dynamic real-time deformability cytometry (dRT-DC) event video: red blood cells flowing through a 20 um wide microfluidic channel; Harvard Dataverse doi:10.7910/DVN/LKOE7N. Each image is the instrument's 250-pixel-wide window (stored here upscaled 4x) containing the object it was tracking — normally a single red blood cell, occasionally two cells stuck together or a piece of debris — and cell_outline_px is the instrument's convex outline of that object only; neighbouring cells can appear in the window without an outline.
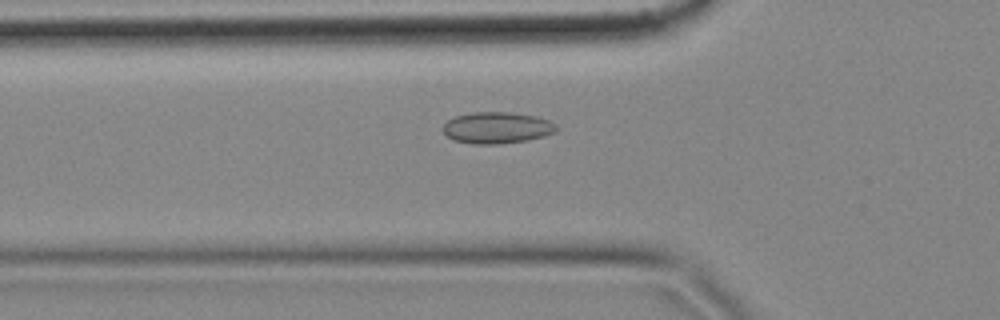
{"species": "common noctule bat (a hibernating species)", "species_latin": "Nyctalus noctula", "temperature_condition": "cold", "stored_images_in_passage": 57, "camera_frame_rate_fps": 3000, "um_per_image_px": 0.085, "animal": {"sex": "female", "body_mass_g": 18.4}, "frame": {"image": 1, "passage_image": 19, "time_ms": 6.0, "image_size_px": [1000, 320], "cell_outline_px": [[556, 132], [544, 136], [528, 140], [500, 144], [472, 144], [452, 140], [444, 132], [444, 124], [448, 120], [456, 116], [472, 112], [508, 112], [536, 116], [548, 120], [556, 124]], "centroid_in_image_um": [42.25, 10.86], "position_along_channel_um": 83.6, "area_um2": 20.81}}
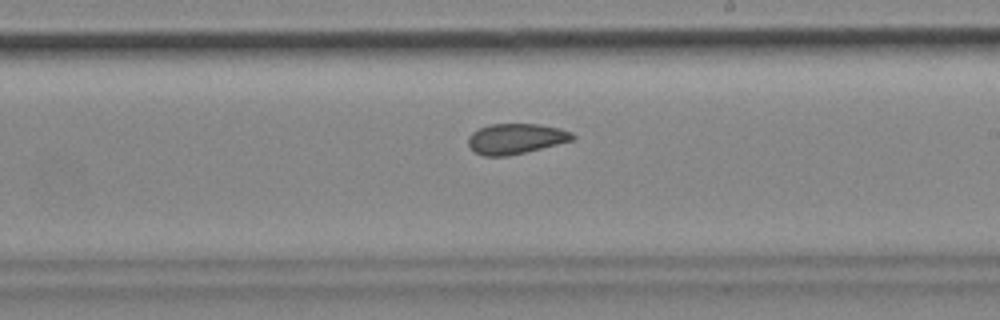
{"frame": {"image": 2, "passage_image": 33, "time_ms": 10.667, "image_size_px": [1000, 320], "cell_outline_px": [[576, 136], [572, 140], [524, 152], [504, 156], [484, 156], [476, 152], [468, 144], [468, 136], [472, 132], [488, 124], [540, 124], [560, 128], [572, 132]], "centroid_in_image_um": [43.83, 11.77], "position_along_channel_um": 245.2, "area_um2": 18.26}}
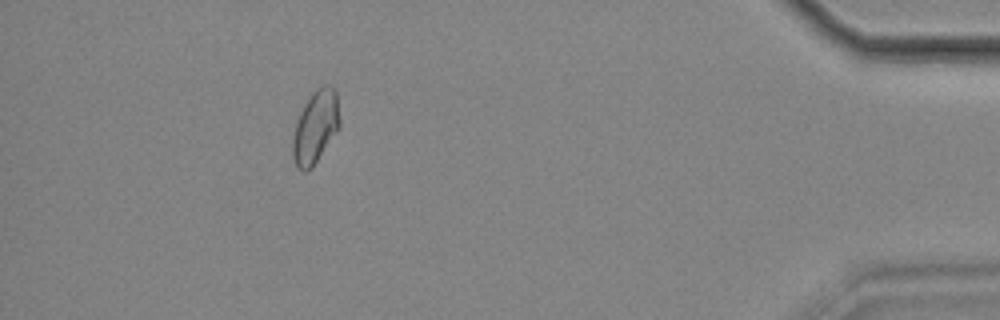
{"frame": {"image": 3, "passage_image": 52, "time_ms": 17.0, "image_size_px": [1000, 320], "cell_outline_px": [[340, 128], [312, 168], [304, 172], [296, 168], [292, 156], [292, 140], [296, 120], [308, 96], [316, 88], [324, 84], [328, 84], [336, 88], [340, 120]], "centroid_in_image_um": [26.82, 10.78], "position_along_channel_um": 408.4, "area_um2": 20.46}, "authors_computed_cell_mechanics": {"area_um2": 19.4208, "velocity_mm_per_s": 3.4632, "shape_relaxation_time_tau1_ms": null, "shape_relaxation_time_tau2_ms": 3.0908, "deformation_change_tau1": null, "deformation_change_tau2": 0.0671}}